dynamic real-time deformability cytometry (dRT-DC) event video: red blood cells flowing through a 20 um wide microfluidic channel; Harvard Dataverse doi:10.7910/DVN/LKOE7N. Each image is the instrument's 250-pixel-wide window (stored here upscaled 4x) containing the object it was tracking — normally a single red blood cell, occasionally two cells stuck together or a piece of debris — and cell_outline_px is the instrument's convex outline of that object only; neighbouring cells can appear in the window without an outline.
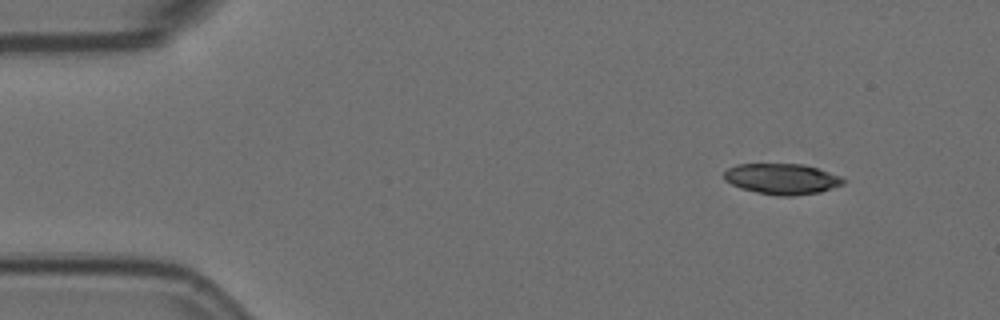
{"species": "Egyptian fruit bat (a non-hibernating species)", "species_latin": "Rousettus aegyptiacus", "temperature_condition": "room temperature", "stored_images_in_passage": 4, "segment_of_instrument_passage": [1, 2], "camera_frame_rate_fps": 3000, "um_per_image_px": 0.085, "animal": {"sex": "female"}, "frame": {"image": 1, "passage_image": 1, "time_ms": 0.0, "image_size_px": [1000, 320], "cell_outline_px": [[844, 184], [820, 192], [792, 196], [776, 196], [756, 192], [740, 188], [724, 180], [724, 172], [728, 168], [736, 164], [804, 164], [840, 176], [844, 180]], "centroid_in_image_um": [66.44, 15.21], "position_along_channel_um": 18.6, "area_um2": 21.33}}